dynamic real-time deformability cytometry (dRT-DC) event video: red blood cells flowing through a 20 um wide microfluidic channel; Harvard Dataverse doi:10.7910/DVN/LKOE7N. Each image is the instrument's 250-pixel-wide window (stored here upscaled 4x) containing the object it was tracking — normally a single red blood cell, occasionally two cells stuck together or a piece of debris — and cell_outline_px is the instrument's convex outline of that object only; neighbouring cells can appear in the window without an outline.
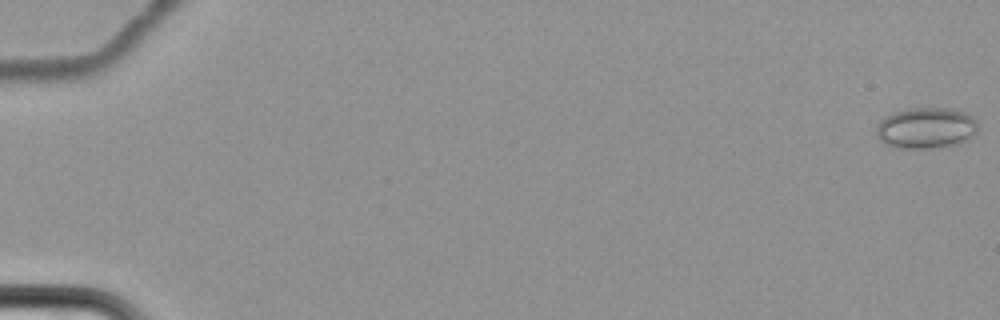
{"species": "common noctule bat (a hibernating species)", "species_latin": "Nyctalus noctula", "temperature_condition": "cold", "stored_images_in_passage": 6, "camera_frame_rate_fps": 3000, "um_per_image_px": 0.085, "animal": {"sex": "female", "body_mass_g": 22.7, "forearm_length_mm": 54.2}, "frame": {"image": 1, "passage_image": 1, "time_ms": 0.0, "image_size_px": [1000, 320], "cell_outline_px": [[976, 132], [968, 140], [960, 144], [932, 148], [900, 148], [884, 144], [876, 136], [876, 128], [880, 120], [896, 112], [908, 108], [948, 108], [964, 112], [972, 116], [976, 120]], "centroid_in_image_um": [78.72, 10.89], "position_along_channel_um": 6.3, "area_um2": 24.33}}
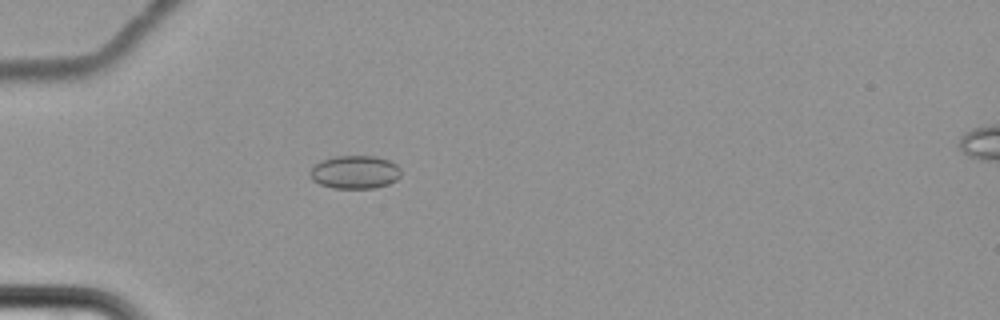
{"frame": {"image": 2, "passage_image": 6, "time_ms": 7.333, "image_size_px": [1000, 320], "cell_outline_px": [[400, 176], [396, 180], [388, 184], [376, 188], [332, 188], [320, 184], [312, 180], [308, 172], [316, 164], [324, 160], [336, 156], [376, 156], [388, 160], [396, 164], [400, 168]], "centroid_in_image_um": [30.17, 14.64], "position_along_channel_um": 54.8, "area_um2": 17.57}}